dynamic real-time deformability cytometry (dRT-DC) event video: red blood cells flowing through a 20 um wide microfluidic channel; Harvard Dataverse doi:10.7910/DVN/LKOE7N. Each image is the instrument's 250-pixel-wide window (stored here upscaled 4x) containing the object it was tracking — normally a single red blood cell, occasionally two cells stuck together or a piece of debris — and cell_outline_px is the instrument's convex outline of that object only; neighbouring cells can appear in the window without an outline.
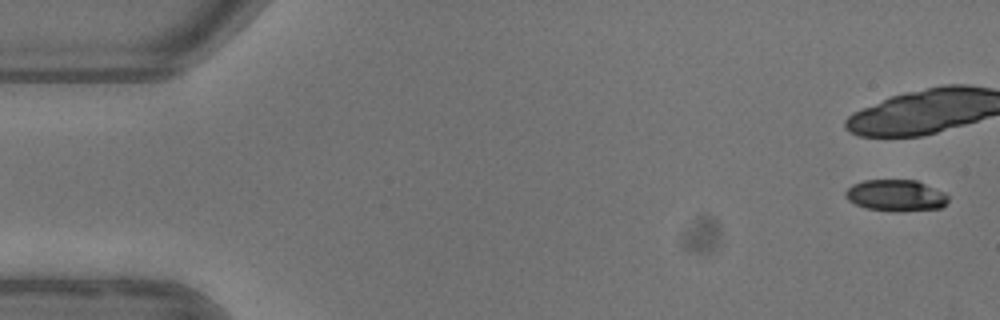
{"species": "common noctule bat (a hibernating species)", "species_latin": "Nyctalus noctula", "temperature_condition": "warm", "stored_images_in_passage": 5, "camera_frame_rate_fps": 3000, "um_per_image_px": 0.085, "animal": {"sex": "female"}, "frame": {"image": 1, "passage_image": 1, "time_ms": 0.0, "image_size_px": [1000, 320], "cell_outline_px": [[948, 200], [940, 208], [900, 212], [896, 212], [864, 208], [848, 200], [844, 196], [844, 192], [852, 184], [864, 180], [916, 180], [944, 192], [948, 196]], "centroid_in_image_um": [76.12, 16.62], "position_along_channel_um": 8.9, "area_um2": 18.96}}